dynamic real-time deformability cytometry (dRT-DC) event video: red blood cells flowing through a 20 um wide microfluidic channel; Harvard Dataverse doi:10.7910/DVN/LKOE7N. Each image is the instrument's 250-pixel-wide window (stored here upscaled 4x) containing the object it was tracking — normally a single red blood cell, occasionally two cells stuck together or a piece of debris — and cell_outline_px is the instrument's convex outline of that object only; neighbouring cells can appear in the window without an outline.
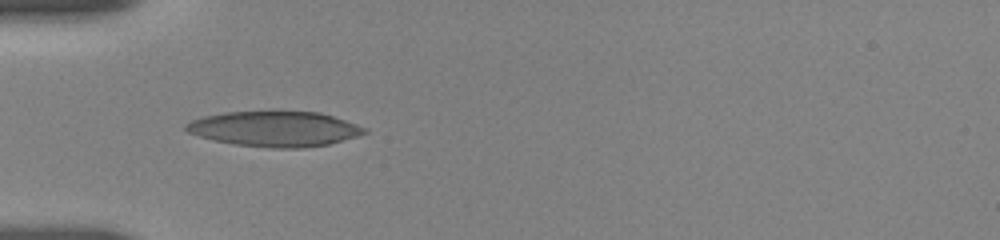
{"species": "human", "species_latin": "Homo sapiens", "temperature_condition": "room temperature", "stored_images_in_passage": 67, "camera_frame_rate_fps": 3000, "um_per_image_px": 0.085, "donor": {"sex": "female"}, "frame": {"image": 1, "passage_image": 1, "time_ms": 0.0, "image_size_px": [1000, 240], "cell_outline_px": [[368, 132], [356, 136], [328, 144], [304, 148], [272, 148], [236, 144], [216, 140], [200, 136], [188, 132], [184, 128], [184, 124], [192, 120], [204, 116], [224, 112], [272, 108], [280, 108], [320, 112], [356, 124], [364, 128]], "centroid_in_image_um": [23.32, 10.89], "position_along_channel_um": 61.7, "area_um2": 37.63}}
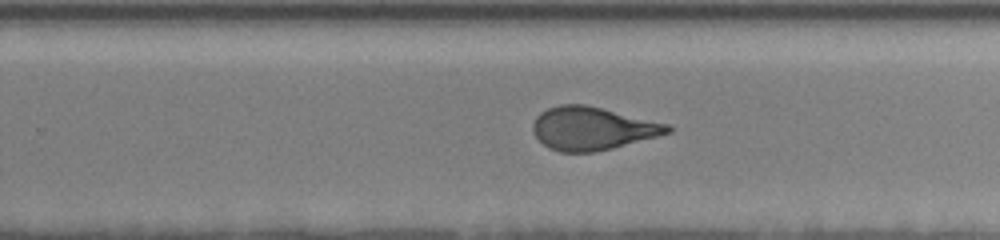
{"frame": {"image": 2, "passage_image": 34, "time_ms": 6.0, "image_size_px": [1000, 240], "cell_outline_px": [[672, 132], [612, 148], [592, 152], [560, 152], [548, 148], [532, 132], [532, 124], [536, 116], [540, 112], [548, 108], [560, 104], [584, 104], [668, 124], [672, 128]], "centroid_in_image_um": [50.3, 10.92], "position_along_channel_um": 279.5, "area_um2": 33.52}}
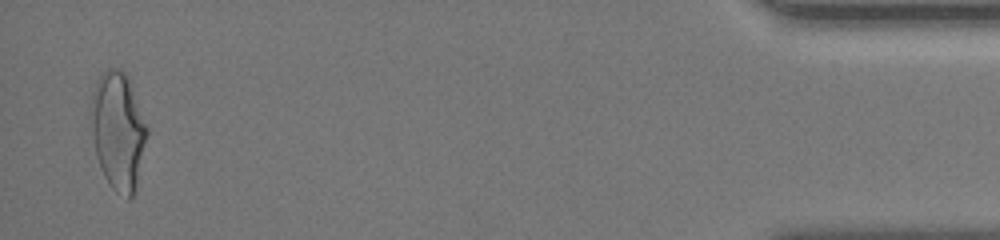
{"frame": {"image": 3, "passage_image": 66, "time_ms": 12.0, "image_size_px": [1000, 240], "cell_outline_px": [[148, 132], [136, 188], [132, 196], [128, 200], [116, 192], [112, 188], [104, 176], [100, 168], [96, 156], [88, 116], [88, 112], [92, 92], [96, 80], [108, 68], [116, 68], [124, 72], [128, 76], [148, 128]], "centroid_in_image_um": [10.01, 11.11], "position_along_channel_um": 425.2, "area_um2": 38.96}, "authors_computed_cell_mechanics": {"area_um2": 34.3332, "velocity_mm_per_s": 3.6862, "shape_relaxation_time_tau1_ms": 6.208, "shape_relaxation_time_tau2_ms": 1.2977, "deformation_change_tau1": 0.2043, "deformation_change_tau2": 0.0933}}